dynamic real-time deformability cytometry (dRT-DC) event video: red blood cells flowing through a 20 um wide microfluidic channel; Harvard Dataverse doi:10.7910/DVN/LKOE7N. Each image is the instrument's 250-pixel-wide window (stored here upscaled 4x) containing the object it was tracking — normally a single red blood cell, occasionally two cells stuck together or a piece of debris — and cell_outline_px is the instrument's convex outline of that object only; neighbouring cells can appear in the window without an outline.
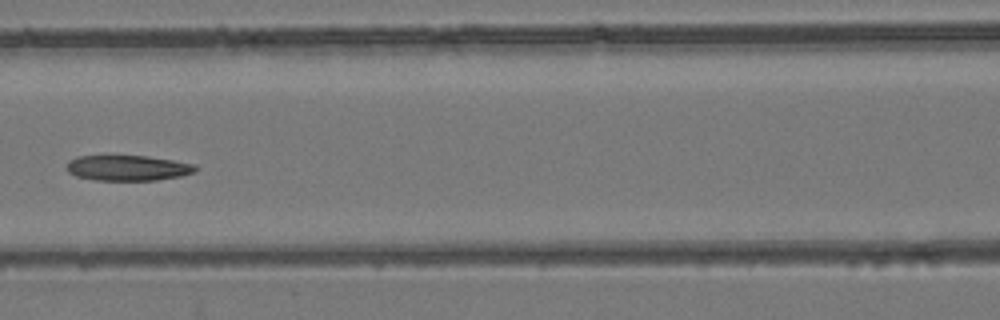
{"species": "common noctule bat (a hibernating species)", "species_latin": "Nyctalus noctula", "temperature_condition": "room temperature", "stored_images_in_passage": 8, "camera_frame_rate_fps": 3000, "um_per_image_px": 0.085, "animal": {"sex": "female", "body_mass_g": 24.6, "forearm_length_mm": 56.2}, "frame": {"image": 1, "passage_image": 6, "time_ms": 7.0, "image_size_px": [1000, 320], "cell_outline_px": [[196, 172], [180, 176], [156, 180], [96, 180], [76, 176], [68, 172], [68, 160], [76, 156], [148, 156], [196, 164]], "centroid_in_image_um": [10.87, 14.27], "position_along_channel_um": 155.7, "area_um2": 19.02}}
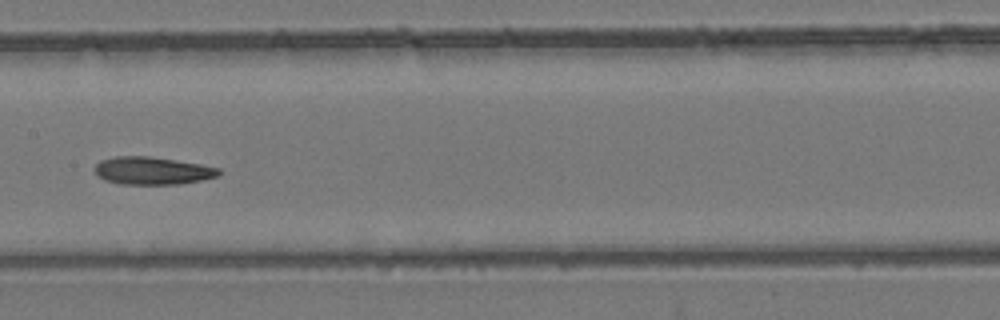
{"frame": {"image": 2, "passage_image": 7, "time_ms": 8.0, "image_size_px": [1000, 320], "cell_outline_px": [[220, 176], [180, 184], [120, 184], [104, 180], [92, 168], [100, 160], [116, 156], [148, 156], [200, 164], [220, 168]], "centroid_in_image_um": [12.94, 14.51], "position_along_channel_um": 194.5, "area_um2": 20.0}}
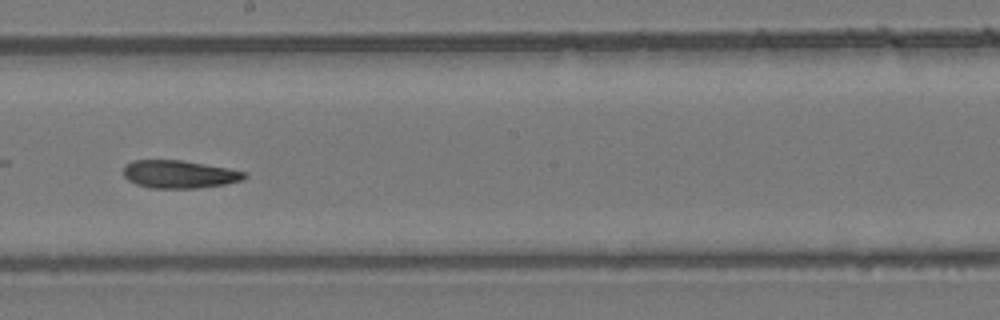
{"frame": {"image": 3, "passage_image": 8, "time_ms": 9.0, "image_size_px": [1000, 320], "cell_outline_px": [[248, 176], [244, 180], [224, 184], [196, 188], [148, 188], [136, 184], [128, 180], [124, 176], [124, 164], [132, 160], [184, 160], [228, 168], [248, 172]], "centroid_in_image_um": [15.25, 14.8], "position_along_channel_um": 233.0, "area_um2": 19.88}}